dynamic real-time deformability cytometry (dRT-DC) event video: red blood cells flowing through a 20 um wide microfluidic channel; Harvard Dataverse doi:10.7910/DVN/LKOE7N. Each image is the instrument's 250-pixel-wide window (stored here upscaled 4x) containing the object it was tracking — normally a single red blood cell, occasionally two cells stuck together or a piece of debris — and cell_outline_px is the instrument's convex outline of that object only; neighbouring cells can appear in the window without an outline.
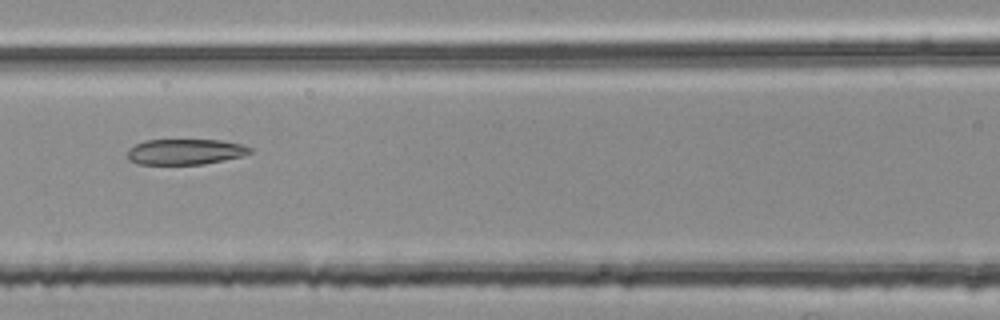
{"species": "common noctule bat (a hibernating species)", "species_latin": "Nyctalus noctula", "temperature_condition": "room temperature", "stored_images_in_passage": 38, "camera_frame_rate_fps": 3000, "um_per_image_px": 0.085, "animal": {"sex": "female", "body_mass_g": 25.1}, "frame": {"image": 1, "passage_image": 8, "time_ms": 2.333, "image_size_px": [1000, 320], "cell_outline_px": [[252, 152], [240, 156], [204, 164], [136, 164], [128, 160], [128, 148], [144, 140], [220, 140], [240, 144], [252, 148]], "centroid_in_image_um": [15.7, 12.9], "position_along_channel_um": 150.9, "area_um2": 18.21}}
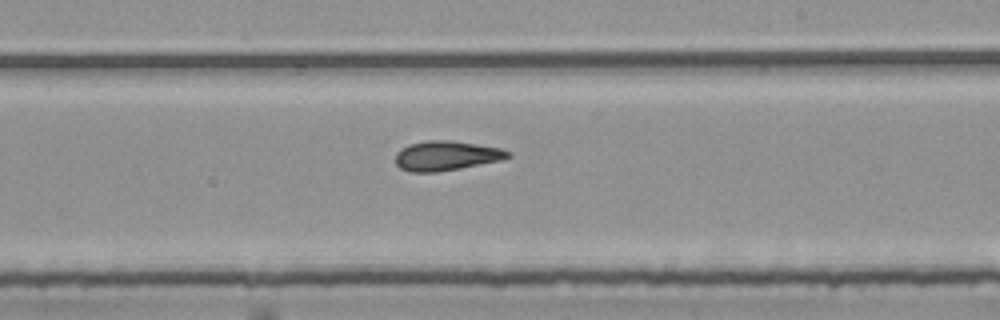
{"frame": {"image": 2, "passage_image": 16, "time_ms": 5.0, "image_size_px": [1000, 320], "cell_outline_px": [[512, 156], [500, 160], [460, 168], [436, 172], [412, 172], [400, 168], [396, 164], [396, 152], [400, 148], [408, 144], [428, 140], [452, 140], [500, 148], [512, 152]], "centroid_in_image_um": [37.92, 13.23], "position_along_channel_um": 251.1, "area_um2": 19.42}}
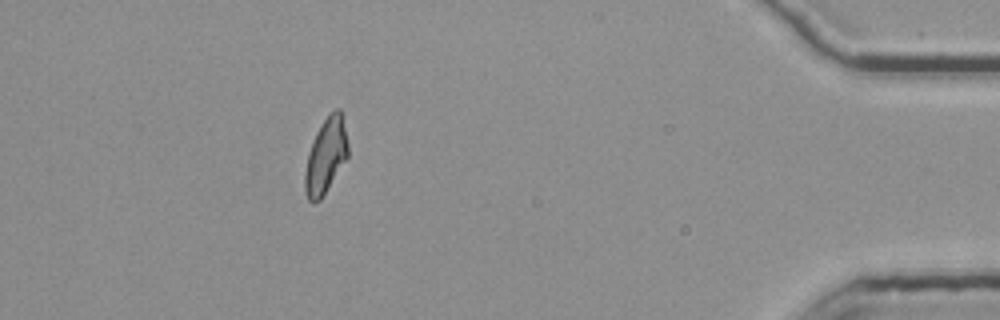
{"frame": {"image": 3, "passage_image": 33, "time_ms": 10.667, "image_size_px": [1000, 320], "cell_outline_px": [[348, 156], [320, 200], [312, 204], [308, 200], [304, 192], [304, 172], [308, 152], [316, 132], [320, 124], [336, 108], [340, 108], [348, 144]], "centroid_in_image_um": [27.66, 13.28], "position_along_channel_um": 407.5, "area_um2": 18.79}, "authors_computed_cell_mechanics": {"area_um2": 18.9006, "velocity_mm_per_s": 3.7643, "shape_relaxation_time_tau1_ms": null, "shape_relaxation_time_tau2_ms": 4.5559, "deformation_change_tau1": null, "deformation_change_tau2": 0.1215}}